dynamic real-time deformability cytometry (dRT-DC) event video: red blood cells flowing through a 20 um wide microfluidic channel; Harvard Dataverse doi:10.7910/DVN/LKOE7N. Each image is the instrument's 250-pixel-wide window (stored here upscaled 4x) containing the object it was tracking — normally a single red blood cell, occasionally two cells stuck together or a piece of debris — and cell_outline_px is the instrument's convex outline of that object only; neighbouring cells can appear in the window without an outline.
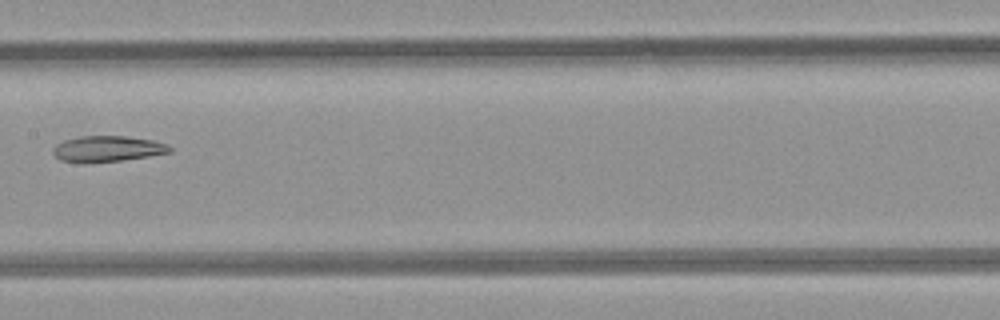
{"species": "common noctule bat (a hibernating species)", "species_latin": "Nyctalus noctula", "temperature_condition": "room temperature", "stored_images_in_passage": 7, "camera_frame_rate_fps": 3000, "um_per_image_px": 0.085, "animal": {"sex": "female", "body_mass_g": 21.9}, "frame": {"image": 1, "passage_image": 6, "time_ms": 5.667, "image_size_px": [1000, 320], "cell_outline_px": [[172, 152], [148, 156], [120, 160], [60, 160], [52, 152], [52, 148], [56, 144], [64, 140], [80, 136], [128, 136], [152, 140], [168, 144], [172, 148]], "centroid_in_image_um": [9.19, 12.6], "position_along_channel_um": 198.2, "area_um2": 16.94}}
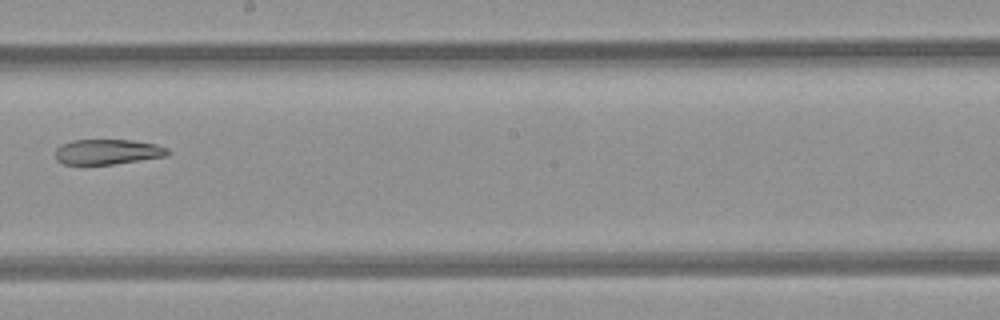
{"frame": {"image": 2, "passage_image": 7, "time_ms": 6.667, "image_size_px": [1000, 320], "cell_outline_px": [[172, 152], [168, 156], [116, 164], [64, 164], [56, 160], [56, 148], [60, 144], [72, 140], [132, 140], [156, 144], [168, 148]], "centroid_in_image_um": [9.18, 12.9], "position_along_channel_um": 239.0, "area_um2": 16.7}}